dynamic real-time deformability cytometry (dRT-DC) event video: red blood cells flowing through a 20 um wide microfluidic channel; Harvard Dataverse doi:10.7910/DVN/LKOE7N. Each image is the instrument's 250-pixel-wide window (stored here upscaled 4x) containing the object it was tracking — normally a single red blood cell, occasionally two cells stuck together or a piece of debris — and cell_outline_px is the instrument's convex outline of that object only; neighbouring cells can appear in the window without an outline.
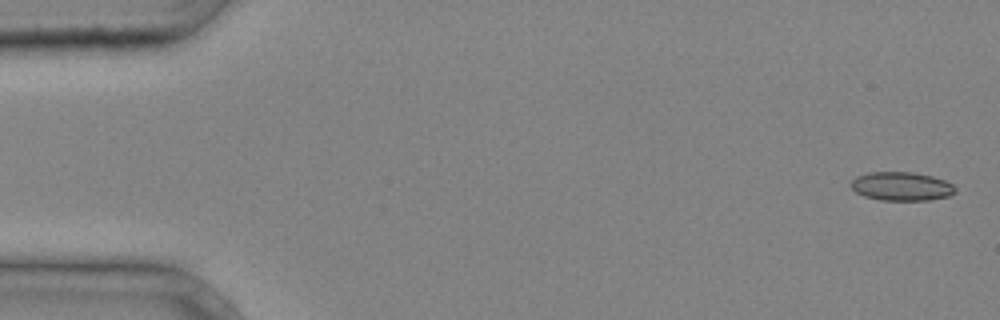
{"species": "common noctule bat (a hibernating species)", "species_latin": "Nyctalus noctula", "temperature_condition": "cold", "stored_images_in_passage": 4, "camera_frame_rate_fps": 3000, "um_per_image_px": 0.085, "animal": {"sex": "male", "body_mass_g": 20.4}, "frame": {"image": 1, "passage_image": 1, "time_ms": 0.0, "image_size_px": [1000, 320], "cell_outline_px": [[956, 192], [948, 196], [928, 200], [880, 200], [864, 196], [856, 192], [852, 188], [852, 180], [856, 176], [868, 172], [912, 172], [932, 176], [944, 180], [952, 184], [956, 188]], "centroid_in_image_um": [76.63, 15.83], "position_along_channel_um": 8.4, "area_um2": 17.4}}